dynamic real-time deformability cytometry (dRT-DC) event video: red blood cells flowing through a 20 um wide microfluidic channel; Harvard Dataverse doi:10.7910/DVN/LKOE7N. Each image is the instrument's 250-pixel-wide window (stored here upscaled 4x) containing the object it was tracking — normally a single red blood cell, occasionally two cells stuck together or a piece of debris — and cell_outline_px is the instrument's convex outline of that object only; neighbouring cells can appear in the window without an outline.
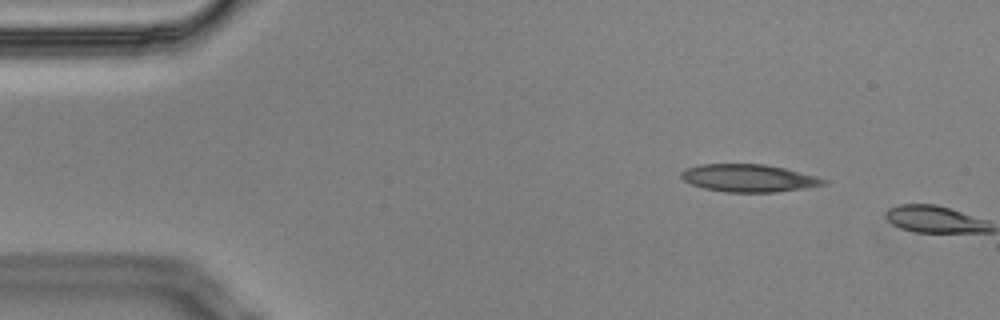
{"species": "Egyptian fruit bat (a non-hibernating species)", "species_latin": "Rousettus aegyptiacus", "temperature_condition": "cold", "stored_images_in_passage": 2, "camera_frame_rate_fps": 3000, "um_per_image_px": 0.085, "animal": {"sex": "male"}, "frame": {"image": 1, "passage_image": 1, "time_ms": 0.0, "image_size_px": [1000, 320], "cell_outline_px": [[828, 184], [804, 188], [776, 192], [724, 192], [704, 188], [692, 184], [684, 180], [680, 176], [680, 172], [684, 168], [700, 164], [764, 164], [784, 168], [816, 176], [828, 180]], "centroid_in_image_um": [63.63, 15.13], "position_along_channel_um": 21.4, "area_um2": 22.95}}